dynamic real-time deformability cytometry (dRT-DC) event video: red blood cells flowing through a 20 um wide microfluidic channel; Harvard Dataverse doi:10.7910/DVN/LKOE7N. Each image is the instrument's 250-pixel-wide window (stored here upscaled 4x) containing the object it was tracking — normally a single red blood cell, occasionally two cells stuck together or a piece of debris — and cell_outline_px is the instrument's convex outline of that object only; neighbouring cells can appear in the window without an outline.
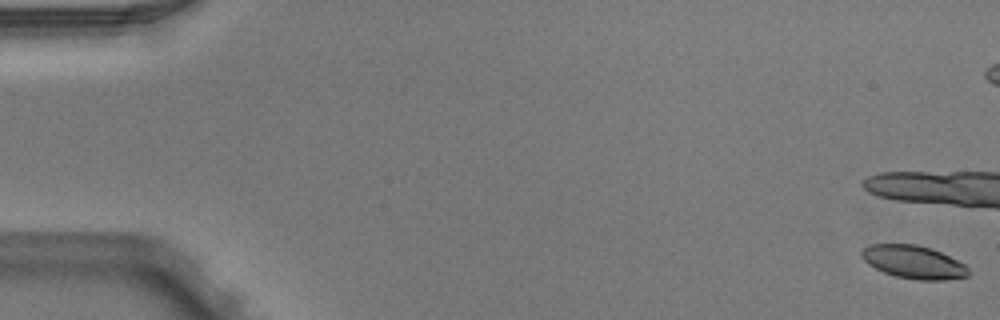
{"species": "Egyptian fruit bat (a non-hibernating species)", "species_latin": "Rousettus aegyptiacus", "temperature_condition": "warm", "stored_images_in_passage": 9, "camera_frame_rate_fps": 3000, "um_per_image_px": 0.085, "animal": {"sex": "male"}, "frame": {"image": 1, "passage_image": 1, "time_ms": 0.0, "image_size_px": [1000, 320], "cell_outline_px": [[968, 276], [944, 280], [916, 280], [896, 276], [884, 272], [868, 264], [860, 256], [860, 252], [868, 244], [916, 244], [932, 248], [964, 264], [968, 268]], "centroid_in_image_um": [77.62, 22.27], "position_along_channel_um": 7.4, "area_um2": 20.52}}